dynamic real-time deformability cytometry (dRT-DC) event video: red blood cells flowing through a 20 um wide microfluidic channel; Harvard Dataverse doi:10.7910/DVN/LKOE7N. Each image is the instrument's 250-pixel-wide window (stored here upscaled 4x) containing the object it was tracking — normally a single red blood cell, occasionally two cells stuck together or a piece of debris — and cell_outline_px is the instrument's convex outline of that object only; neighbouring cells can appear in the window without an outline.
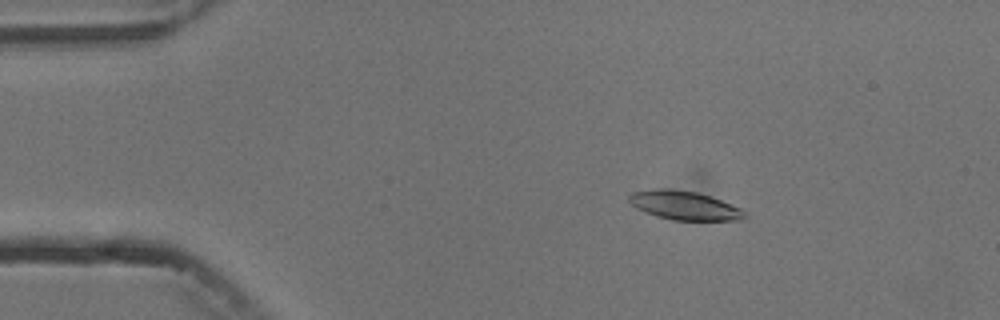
{"species": "common noctule bat (a hibernating species)", "species_latin": "Nyctalus noctula", "temperature_condition": "cold", "stored_images_in_passage": 4, "camera_frame_rate_fps": 3000, "um_per_image_px": 0.085, "animal": {"sex": "male", "body_mass_g": 13.3}, "frame": {"image": 1, "passage_image": 3, "time_ms": 2.333, "image_size_px": [1000, 320], "cell_outline_px": [[748, 216], [744, 220], [672, 220], [656, 216], [644, 212], [636, 208], [628, 200], [628, 196], [632, 192], [660, 188], [668, 188], [696, 192], [720, 200], [740, 208]], "centroid_in_image_um": [58.15, 17.47], "position_along_channel_um": 26.8, "area_um2": 19.36}}